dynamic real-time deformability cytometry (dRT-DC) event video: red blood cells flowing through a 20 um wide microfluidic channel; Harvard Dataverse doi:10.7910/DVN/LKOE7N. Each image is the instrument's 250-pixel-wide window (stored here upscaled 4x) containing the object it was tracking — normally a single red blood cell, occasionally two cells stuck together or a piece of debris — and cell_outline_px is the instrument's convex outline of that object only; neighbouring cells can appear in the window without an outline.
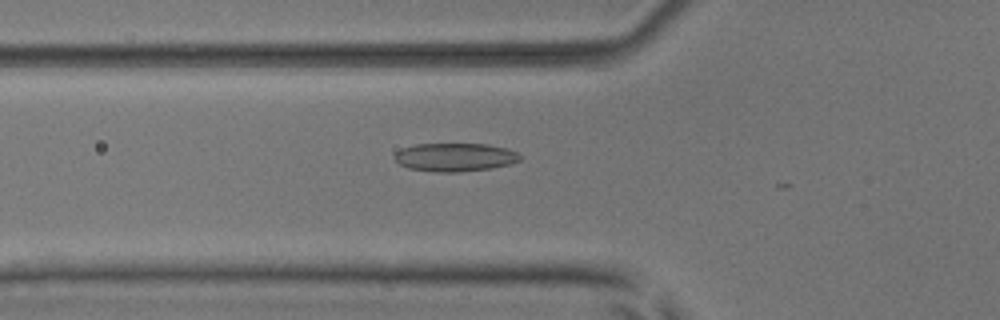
{"species": "common noctule bat (a hibernating species)", "species_latin": "Nyctalus noctula", "temperature_condition": "room temperature", "stored_images_in_passage": 21, "camera_frame_rate_fps": 3000, "um_per_image_px": 0.085, "animal": {"sex": "male", "body_mass_g": 17.9, "forearm_length_mm": 54.2}, "frame": {"image": 1, "passage_image": 20, "time_ms": 6.333, "image_size_px": [1000, 320], "cell_outline_px": [[520, 160], [508, 164], [492, 168], [460, 172], [436, 172], [408, 168], [400, 164], [392, 156], [400, 148], [416, 144], [488, 144], [508, 148], [516, 152], [520, 156]], "centroid_in_image_um": [38.64, 13.36], "position_along_channel_um": 87.2, "area_um2": 20.81}}